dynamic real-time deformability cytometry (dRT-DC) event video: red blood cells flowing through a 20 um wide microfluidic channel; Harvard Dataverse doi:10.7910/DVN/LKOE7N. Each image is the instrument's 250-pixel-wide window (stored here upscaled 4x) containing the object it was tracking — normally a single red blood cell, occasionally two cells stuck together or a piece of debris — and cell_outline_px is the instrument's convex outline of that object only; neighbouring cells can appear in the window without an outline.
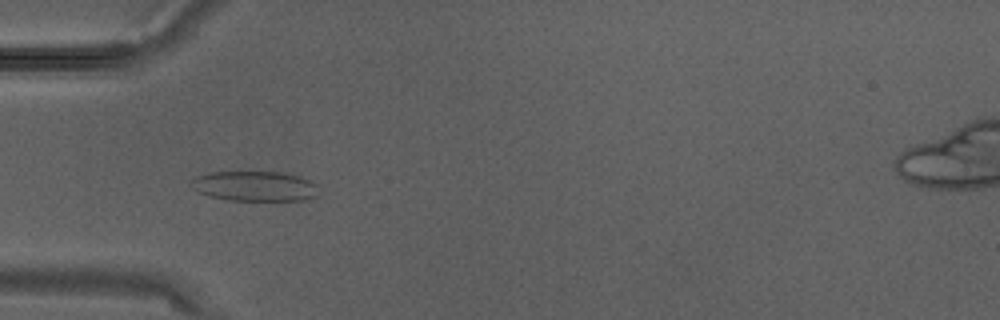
{"species": "Egyptian fruit bat (a non-hibernating species)", "species_latin": "Rousettus aegyptiacus", "temperature_condition": "warm", "stored_images_in_passage": 3, "camera_frame_rate_fps": 3000, "um_per_image_px": 0.085, "animal": {"sex": "male"}, "frame": {"image": 1, "passage_image": 3, "time_ms": 0.667, "image_size_px": [1000, 320], "cell_outline_px": [[316, 196], [304, 200], [228, 200], [212, 196], [200, 192], [192, 188], [188, 184], [196, 176], [212, 172], [280, 172], [300, 176], [312, 180], [316, 184]], "centroid_in_image_um": [21.65, 15.81], "position_along_channel_um": 63.3, "area_um2": 22.2}}